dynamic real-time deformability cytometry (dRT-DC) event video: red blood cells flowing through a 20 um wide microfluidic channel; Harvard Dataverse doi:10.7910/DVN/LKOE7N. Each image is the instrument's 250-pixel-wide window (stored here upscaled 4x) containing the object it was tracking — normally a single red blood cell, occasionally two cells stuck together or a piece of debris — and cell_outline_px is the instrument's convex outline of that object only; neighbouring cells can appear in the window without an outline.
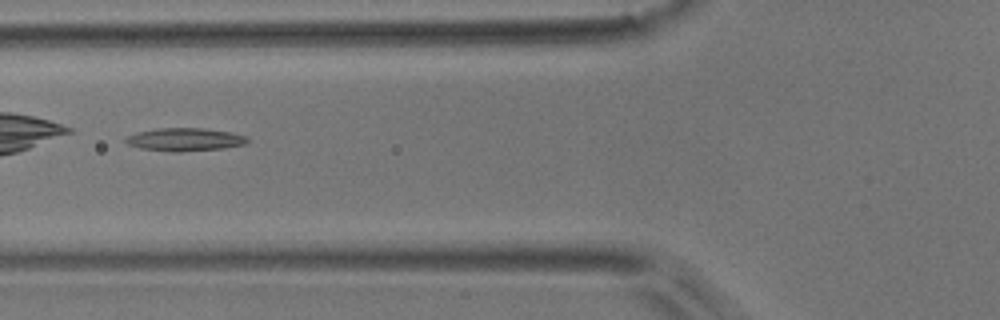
{"species": "common noctule bat (a hibernating species)", "species_latin": "Nyctalus noctula", "temperature_condition": "room temperature", "stored_images_in_passage": 4, "camera_frame_rate_fps": 3000, "um_per_image_px": 0.085, "animal": {"sex": "male", "body_mass_g": 17.9}, "frame": {"image": 1, "passage_image": 2, "time_ms": 1.333, "image_size_px": [1000, 320], "cell_outline_px": [[248, 140], [244, 144], [224, 148], [180, 152], [172, 152], [140, 148], [128, 144], [124, 140], [124, 136], [136, 132], [156, 128], [204, 128], [232, 132], [248, 136]], "centroid_in_image_um": [15.68, 11.85], "position_along_channel_um": 110.1, "area_um2": 16.53}}
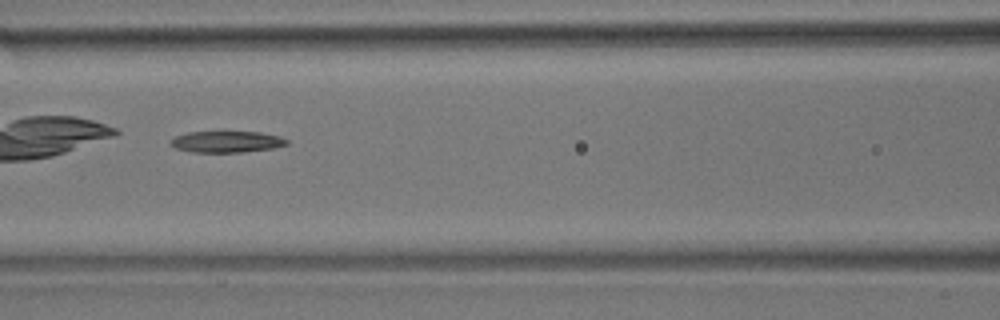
{"frame": {"image": 2, "passage_image": 3, "time_ms": 2.333, "image_size_px": [1000, 320], "cell_outline_px": [[288, 144], [276, 148], [244, 152], [192, 152], [176, 148], [168, 144], [168, 140], [176, 136], [188, 132], [224, 128], [260, 132], [280, 136], [288, 140]], "centroid_in_image_um": [19.25, 11.99], "position_along_channel_um": 147.4, "area_um2": 15.66}}
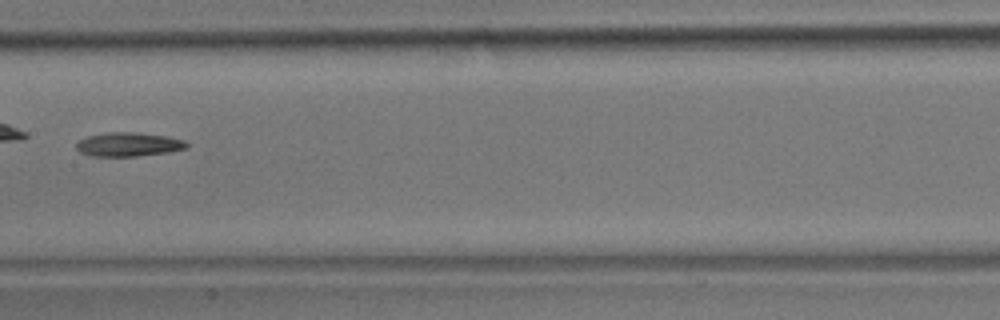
{"frame": {"image": 3, "passage_image": 4, "time_ms": 3.667, "image_size_px": [1000, 320], "cell_outline_px": [[188, 148], [168, 152], [136, 156], [92, 156], [80, 152], [76, 148], [76, 144], [80, 140], [88, 136], [104, 132], [136, 132], [168, 136], [184, 140], [188, 144]], "centroid_in_image_um": [10.93, 12.27], "position_along_channel_um": 196.5, "area_um2": 15.43}}